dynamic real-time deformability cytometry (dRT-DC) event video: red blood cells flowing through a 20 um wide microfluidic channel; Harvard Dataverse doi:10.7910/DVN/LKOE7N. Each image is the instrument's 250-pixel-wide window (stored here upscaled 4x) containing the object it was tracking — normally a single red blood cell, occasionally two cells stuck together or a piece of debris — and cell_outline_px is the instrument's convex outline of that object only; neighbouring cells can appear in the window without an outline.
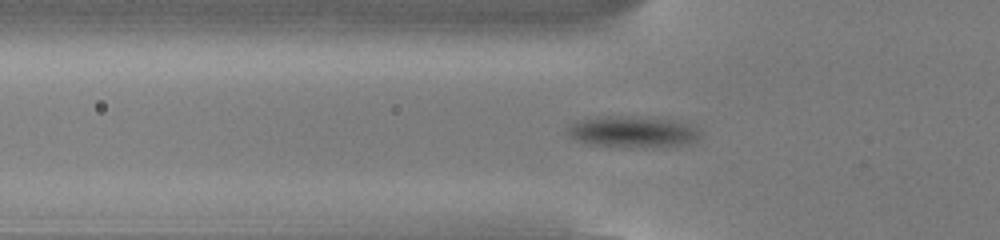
{"species": "common noctule bat (a hibernating species)", "species_latin": "Nyctalus noctula", "temperature_condition": "cold", "stored_images_in_passage": 37, "camera_frame_rate_fps": 3000, "um_per_image_px": 0.085, "animal": {"sex": "male", "body_mass_g": 13.0, "forearm_length_mm": 53.1}, "frame": {"image": 1, "passage_image": 7, "time_ms": 2.0, "image_size_px": [1000, 240], "cell_outline_px": [[700, 136], [696, 144], [628, 148], [592, 144], [568, 136], [564, 132], [564, 128], [576, 120], [600, 116], [608, 116], [672, 120], [688, 124], [696, 128], [700, 132]], "centroid_in_image_um": [53.75, 11.22], "position_along_channel_um": 72.1, "area_um2": 24.28}}
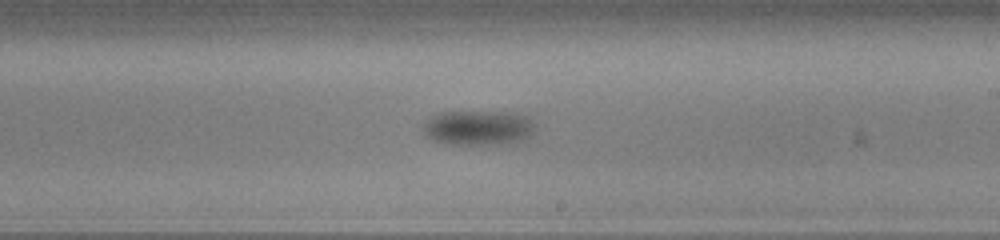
{"frame": {"image": 2, "passage_image": 21, "time_ms": 6.667, "image_size_px": [1000, 240], "cell_outline_px": [[536, 128], [524, 140], [512, 144], [456, 144], [436, 140], [428, 136], [424, 132], [424, 124], [432, 116], [440, 112], [512, 112], [528, 116], [536, 124]], "centroid_in_image_um": [40.75, 10.85], "position_along_channel_um": 248.2, "area_um2": 22.66}}
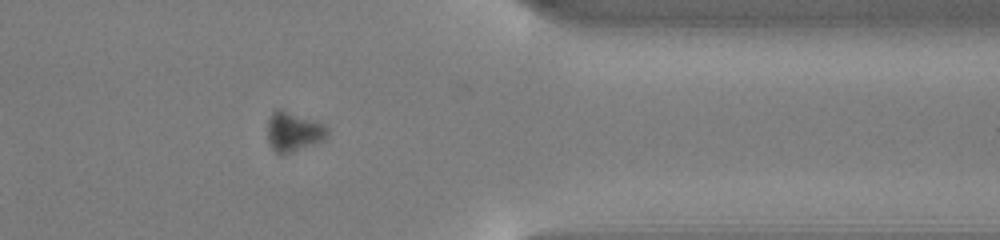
{"frame": {"image": 3, "passage_image": 33, "time_ms": 10.667, "image_size_px": [1000, 240], "cell_outline_px": [[328, 136], [324, 140], [316, 144], [292, 152], [276, 152], [272, 148], [268, 140], [268, 120], [272, 112], [276, 108], [324, 124], [328, 128]], "centroid_in_image_um": [24.97, 11.2], "position_along_channel_um": 386.4, "area_um2": 13.53}, "authors_computed_cell_mechanics": {"area_um2": 22.3108, "velocity_mm_per_s": 3.7897, "shape_relaxation_time_tau1_ms": 0.8183, "shape_relaxation_time_tau2_ms": null, "deformation_change_tau1": 0.0752, "deformation_change_tau2": null}}